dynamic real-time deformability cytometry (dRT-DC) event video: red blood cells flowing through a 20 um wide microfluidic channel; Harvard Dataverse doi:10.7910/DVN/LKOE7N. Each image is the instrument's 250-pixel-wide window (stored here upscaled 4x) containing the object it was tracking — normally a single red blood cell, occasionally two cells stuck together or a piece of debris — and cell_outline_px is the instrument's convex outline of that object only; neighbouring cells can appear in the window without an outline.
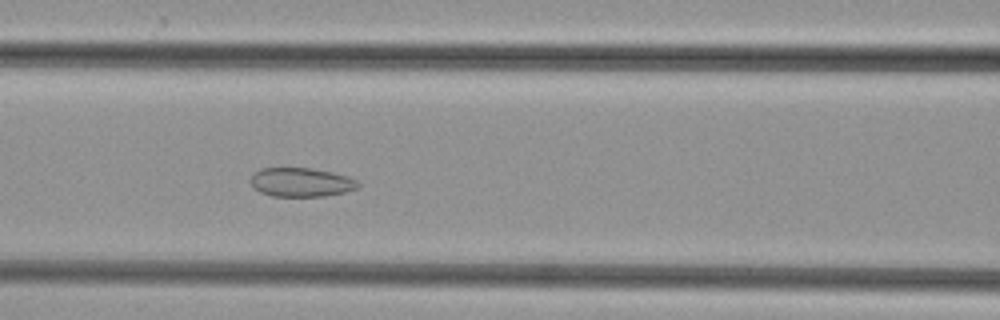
{"species": "common noctule bat (a hibernating species)", "species_latin": "Nyctalus noctula", "temperature_condition": "cold", "stored_images_in_passage": 47, "camera_frame_rate_fps": 3000, "um_per_image_px": 0.085, "animal": {"sex": "female", "body_mass_g": 29.2, "forearm_length_mm": 56.3}, "frame": {"image": 1, "passage_image": 18, "time_ms": 5.667, "image_size_px": [1000, 320], "cell_outline_px": [[360, 188], [344, 192], [324, 196], [272, 196], [260, 192], [252, 188], [248, 180], [252, 172], [260, 168], [312, 168], [332, 172], [348, 176], [356, 180], [360, 184]], "centroid_in_image_um": [25.54, 15.48], "position_along_channel_um": 141.1, "area_um2": 18.5}}
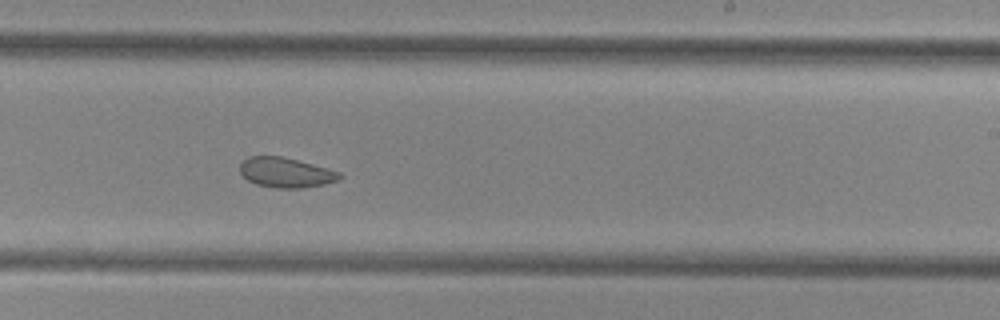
{"frame": {"image": 2, "passage_image": 27, "time_ms": 8.667, "image_size_px": [1000, 320], "cell_outline_px": [[344, 176], [340, 180], [324, 184], [300, 188], [276, 188], [256, 184], [248, 180], [240, 172], [240, 164], [248, 156], [280, 156], [312, 164], [340, 172]], "centroid_in_image_um": [24.31, 14.67], "position_along_channel_um": 264.7, "area_um2": 17.28}}
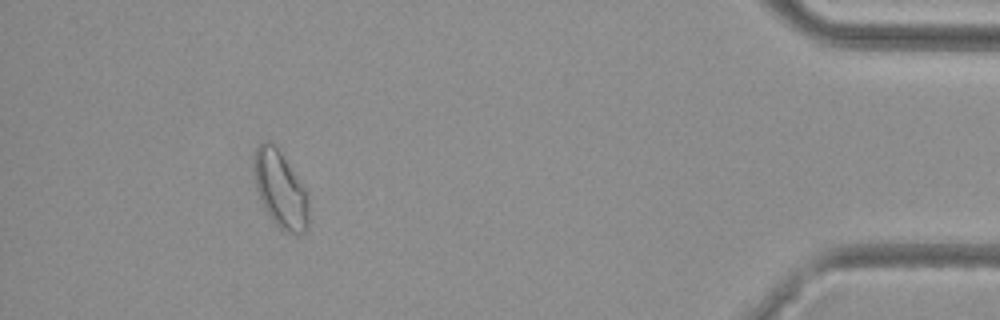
{"frame": {"image": 3, "passage_image": 42, "time_ms": 13.667, "image_size_px": [1000, 320], "cell_outline_px": [[308, 228], [300, 236], [284, 232], [272, 220], [260, 200], [252, 176], [252, 160], [256, 148], [260, 140], [268, 140], [276, 144], [308, 192]], "centroid_in_image_um": [23.81, 16.06], "position_along_channel_um": 411.4, "area_um2": 25.37}}